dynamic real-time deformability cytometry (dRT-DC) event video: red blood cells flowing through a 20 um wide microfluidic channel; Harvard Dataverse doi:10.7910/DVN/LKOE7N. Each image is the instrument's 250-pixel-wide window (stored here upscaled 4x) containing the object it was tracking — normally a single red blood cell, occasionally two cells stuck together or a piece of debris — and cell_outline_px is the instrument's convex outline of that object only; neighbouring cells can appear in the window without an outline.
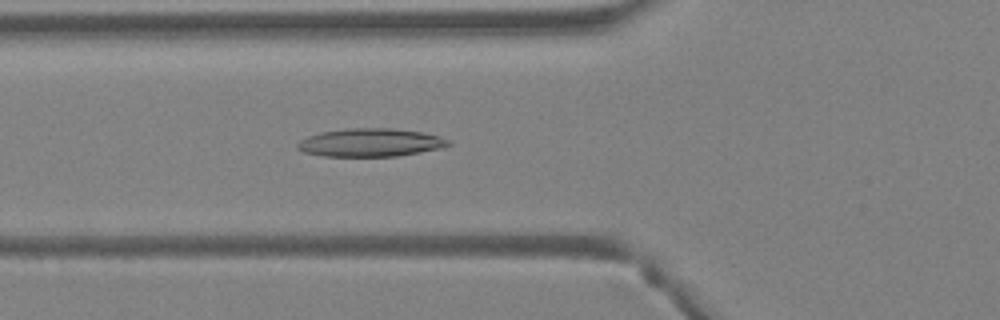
{"species": "Egyptian fruit bat (a non-hibernating species)", "species_latin": "Rousettus aegyptiacus", "temperature_condition": "warm", "stored_images_in_passage": 33, "camera_frame_rate_fps": 3000, "um_per_image_px": 0.085, "animal": {"sex": "female"}, "frame": {"image": 1, "passage_image": 5, "time_ms": 1.333, "image_size_px": [1000, 320], "cell_outline_px": [[452, 144], [440, 148], [420, 152], [396, 156], [324, 156], [304, 152], [296, 148], [296, 144], [300, 140], [308, 136], [320, 132], [348, 128], [392, 128], [420, 132], [436, 136], [448, 140]], "centroid_in_image_um": [31.43, 12.11], "position_along_channel_um": 94.4, "area_um2": 24.57}}
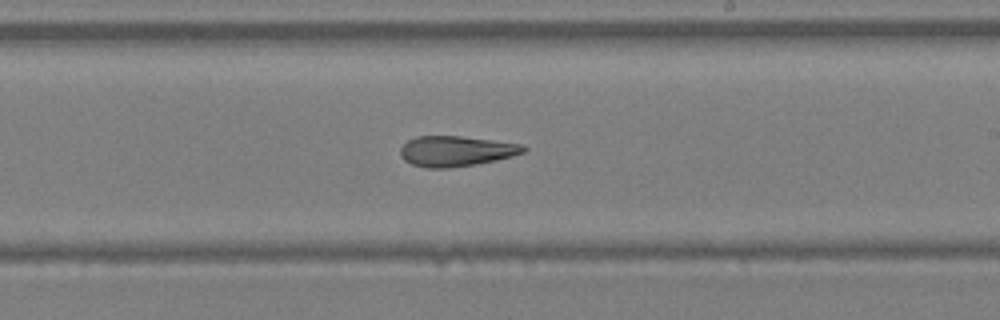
{"frame": {"image": 2, "passage_image": 15, "time_ms": 4.667, "image_size_px": [1000, 320], "cell_outline_px": [[528, 148], [524, 152], [512, 156], [496, 160], [476, 164], [448, 168], [428, 168], [412, 164], [404, 160], [400, 156], [400, 148], [408, 140], [416, 136], [460, 136], [520, 144]], "centroid_in_image_um": [38.73, 12.85], "position_along_channel_um": 250.3, "area_um2": 21.68}}
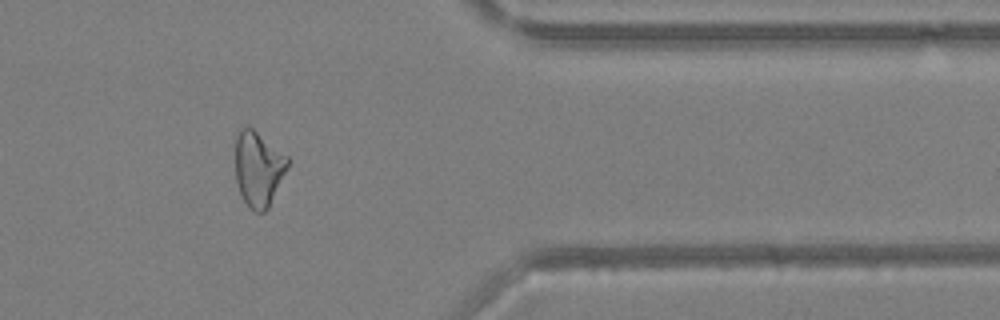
{"frame": {"image": 3, "passage_image": 25, "time_ms": 8.0, "image_size_px": [1000, 320], "cell_outline_px": [[288, 168], [268, 208], [264, 212], [256, 212], [248, 208], [240, 192], [236, 180], [236, 136], [240, 128], [244, 124], [248, 124], [288, 156]], "centroid_in_image_um": [21.96, 14.31], "position_along_channel_um": 389.4, "area_um2": 23.06}, "authors_computed_cell_mechanics": {"area_um2": 22.831, "velocity_mm_per_s": 4.6754, "shape_relaxation_time_tau1_ms": null, "shape_relaxation_time_tau2_ms": 2.3386, "deformation_change_tau1": null, "deformation_change_tau2": 0.1293}}